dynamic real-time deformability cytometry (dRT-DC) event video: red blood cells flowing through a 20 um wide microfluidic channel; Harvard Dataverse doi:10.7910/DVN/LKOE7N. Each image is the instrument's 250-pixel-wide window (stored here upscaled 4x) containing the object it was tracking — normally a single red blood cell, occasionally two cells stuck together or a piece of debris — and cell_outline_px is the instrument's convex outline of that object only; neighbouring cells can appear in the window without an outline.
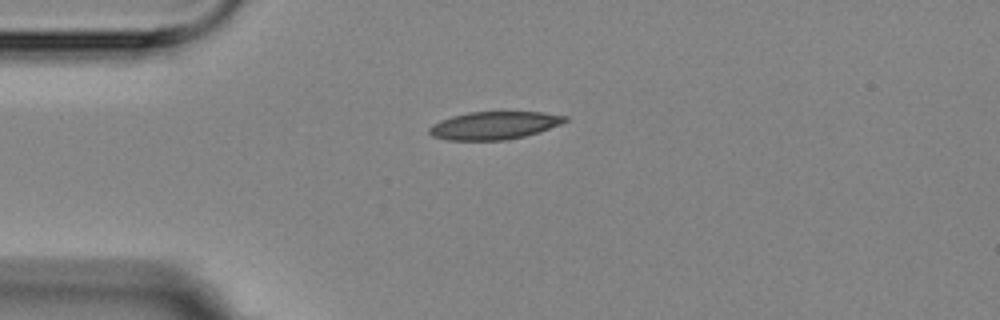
{"species": "Egyptian fruit bat (a non-hibernating species)", "species_latin": "Rousettus aegyptiacus", "temperature_condition": "room temperature", "stored_images_in_passage": 3, "camera_frame_rate_fps": 3000, "um_per_image_px": 0.085, "animal": {"sex": "female"}, "frame": {"image": 1, "passage_image": 1, "time_ms": 0.0, "image_size_px": [1000, 320], "cell_outline_px": [[568, 120], [560, 124], [524, 136], [504, 140], [448, 140], [432, 136], [428, 132], [428, 128], [432, 124], [440, 120], [452, 116], [468, 112], [540, 112], [568, 116]], "centroid_in_image_um": [41.95, 10.66], "position_along_channel_um": 43.0, "area_um2": 21.85}}
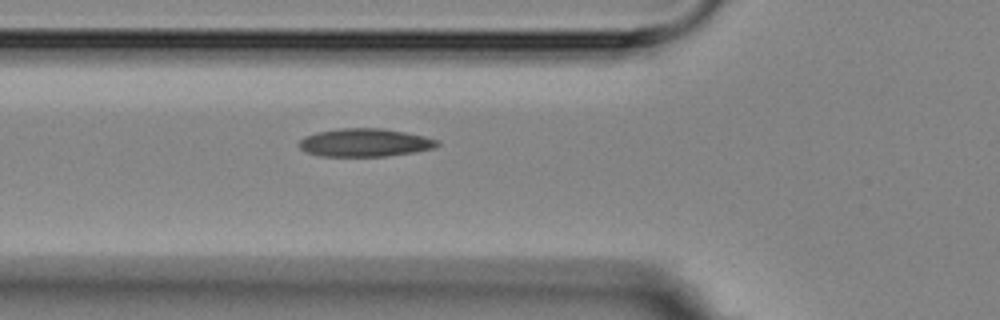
{"frame": {"image": 2, "passage_image": 3, "time_ms": 2.0, "image_size_px": [1000, 320], "cell_outline_px": [[440, 144], [436, 148], [412, 152], [384, 156], [320, 156], [308, 152], [300, 148], [296, 144], [304, 136], [316, 132], [340, 128], [380, 128], [404, 132], [424, 136], [440, 140]], "centroid_in_image_um": [31.0, 12.12], "position_along_channel_um": 94.8, "area_um2": 22.66}}